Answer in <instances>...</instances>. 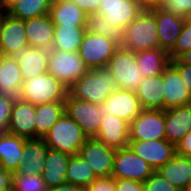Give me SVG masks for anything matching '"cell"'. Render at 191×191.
Segmentation results:
<instances>
[{
	"label": "cell",
	"instance_id": "1",
	"mask_svg": "<svg viewBox=\"0 0 191 191\" xmlns=\"http://www.w3.org/2000/svg\"><path fill=\"white\" fill-rule=\"evenodd\" d=\"M117 89V81L107 68L89 69L68 88V94L78 100L100 104Z\"/></svg>",
	"mask_w": 191,
	"mask_h": 191
},
{
	"label": "cell",
	"instance_id": "2",
	"mask_svg": "<svg viewBox=\"0 0 191 191\" xmlns=\"http://www.w3.org/2000/svg\"><path fill=\"white\" fill-rule=\"evenodd\" d=\"M120 46L134 53L159 47L156 20L147 8L122 31Z\"/></svg>",
	"mask_w": 191,
	"mask_h": 191
},
{
	"label": "cell",
	"instance_id": "3",
	"mask_svg": "<svg viewBox=\"0 0 191 191\" xmlns=\"http://www.w3.org/2000/svg\"><path fill=\"white\" fill-rule=\"evenodd\" d=\"M42 139L50 149L76 155L89 138L64 112Z\"/></svg>",
	"mask_w": 191,
	"mask_h": 191
},
{
	"label": "cell",
	"instance_id": "4",
	"mask_svg": "<svg viewBox=\"0 0 191 191\" xmlns=\"http://www.w3.org/2000/svg\"><path fill=\"white\" fill-rule=\"evenodd\" d=\"M68 87L46 72L34 79L24 80L19 98L35 106L52 102H64Z\"/></svg>",
	"mask_w": 191,
	"mask_h": 191
},
{
	"label": "cell",
	"instance_id": "5",
	"mask_svg": "<svg viewBox=\"0 0 191 191\" xmlns=\"http://www.w3.org/2000/svg\"><path fill=\"white\" fill-rule=\"evenodd\" d=\"M116 79L118 89L136 91L144 81V77L137 66L136 54L119 46L109 59L106 67Z\"/></svg>",
	"mask_w": 191,
	"mask_h": 191
},
{
	"label": "cell",
	"instance_id": "6",
	"mask_svg": "<svg viewBox=\"0 0 191 191\" xmlns=\"http://www.w3.org/2000/svg\"><path fill=\"white\" fill-rule=\"evenodd\" d=\"M47 64L48 73L68 88L89 70L78 51L65 52L51 49Z\"/></svg>",
	"mask_w": 191,
	"mask_h": 191
},
{
	"label": "cell",
	"instance_id": "7",
	"mask_svg": "<svg viewBox=\"0 0 191 191\" xmlns=\"http://www.w3.org/2000/svg\"><path fill=\"white\" fill-rule=\"evenodd\" d=\"M119 46L116 40L86 31L78 52L89 69H101L107 67Z\"/></svg>",
	"mask_w": 191,
	"mask_h": 191
},
{
	"label": "cell",
	"instance_id": "8",
	"mask_svg": "<svg viewBox=\"0 0 191 191\" xmlns=\"http://www.w3.org/2000/svg\"><path fill=\"white\" fill-rule=\"evenodd\" d=\"M155 170L128 146L116 149L112 177L143 183Z\"/></svg>",
	"mask_w": 191,
	"mask_h": 191
},
{
	"label": "cell",
	"instance_id": "9",
	"mask_svg": "<svg viewBox=\"0 0 191 191\" xmlns=\"http://www.w3.org/2000/svg\"><path fill=\"white\" fill-rule=\"evenodd\" d=\"M165 139V110H143L129 125V141Z\"/></svg>",
	"mask_w": 191,
	"mask_h": 191
},
{
	"label": "cell",
	"instance_id": "10",
	"mask_svg": "<svg viewBox=\"0 0 191 191\" xmlns=\"http://www.w3.org/2000/svg\"><path fill=\"white\" fill-rule=\"evenodd\" d=\"M98 106L101 118L113 115L129 123L143 111L136 93L122 89L115 90Z\"/></svg>",
	"mask_w": 191,
	"mask_h": 191
},
{
	"label": "cell",
	"instance_id": "11",
	"mask_svg": "<svg viewBox=\"0 0 191 191\" xmlns=\"http://www.w3.org/2000/svg\"><path fill=\"white\" fill-rule=\"evenodd\" d=\"M64 112L81 127L88 138L97 136L102 119L98 104L78 100L68 94L64 101Z\"/></svg>",
	"mask_w": 191,
	"mask_h": 191
},
{
	"label": "cell",
	"instance_id": "12",
	"mask_svg": "<svg viewBox=\"0 0 191 191\" xmlns=\"http://www.w3.org/2000/svg\"><path fill=\"white\" fill-rule=\"evenodd\" d=\"M144 9L145 6L135 0H100L97 14L123 31Z\"/></svg>",
	"mask_w": 191,
	"mask_h": 191
},
{
	"label": "cell",
	"instance_id": "13",
	"mask_svg": "<svg viewBox=\"0 0 191 191\" xmlns=\"http://www.w3.org/2000/svg\"><path fill=\"white\" fill-rule=\"evenodd\" d=\"M115 153L116 149L95 138H89L80 148L78 155L91 166L97 177H110Z\"/></svg>",
	"mask_w": 191,
	"mask_h": 191
},
{
	"label": "cell",
	"instance_id": "14",
	"mask_svg": "<svg viewBox=\"0 0 191 191\" xmlns=\"http://www.w3.org/2000/svg\"><path fill=\"white\" fill-rule=\"evenodd\" d=\"M129 147L155 171L172 159L176 154L175 145L169 143L165 139L129 141Z\"/></svg>",
	"mask_w": 191,
	"mask_h": 191
},
{
	"label": "cell",
	"instance_id": "15",
	"mask_svg": "<svg viewBox=\"0 0 191 191\" xmlns=\"http://www.w3.org/2000/svg\"><path fill=\"white\" fill-rule=\"evenodd\" d=\"M29 46L26 38L24 20L11 17L8 13L2 16L0 29V52L4 56H13L19 49Z\"/></svg>",
	"mask_w": 191,
	"mask_h": 191
},
{
	"label": "cell",
	"instance_id": "16",
	"mask_svg": "<svg viewBox=\"0 0 191 191\" xmlns=\"http://www.w3.org/2000/svg\"><path fill=\"white\" fill-rule=\"evenodd\" d=\"M36 106L15 98L7 132L26 139H35Z\"/></svg>",
	"mask_w": 191,
	"mask_h": 191
},
{
	"label": "cell",
	"instance_id": "17",
	"mask_svg": "<svg viewBox=\"0 0 191 191\" xmlns=\"http://www.w3.org/2000/svg\"><path fill=\"white\" fill-rule=\"evenodd\" d=\"M148 10L154 15L156 20L159 48L169 52L174 47L184 27V18L164 12L159 7H152Z\"/></svg>",
	"mask_w": 191,
	"mask_h": 191
},
{
	"label": "cell",
	"instance_id": "18",
	"mask_svg": "<svg viewBox=\"0 0 191 191\" xmlns=\"http://www.w3.org/2000/svg\"><path fill=\"white\" fill-rule=\"evenodd\" d=\"M129 125V122L116 116H105L101 119L95 139L114 149L128 147Z\"/></svg>",
	"mask_w": 191,
	"mask_h": 191
},
{
	"label": "cell",
	"instance_id": "19",
	"mask_svg": "<svg viewBox=\"0 0 191 191\" xmlns=\"http://www.w3.org/2000/svg\"><path fill=\"white\" fill-rule=\"evenodd\" d=\"M162 82L165 99V110L180 106L191 104V93L184 84L178 71L169 63L163 70Z\"/></svg>",
	"mask_w": 191,
	"mask_h": 191
},
{
	"label": "cell",
	"instance_id": "20",
	"mask_svg": "<svg viewBox=\"0 0 191 191\" xmlns=\"http://www.w3.org/2000/svg\"><path fill=\"white\" fill-rule=\"evenodd\" d=\"M49 50L27 46L13 54V58L19 63L23 80H30L46 72Z\"/></svg>",
	"mask_w": 191,
	"mask_h": 191
},
{
	"label": "cell",
	"instance_id": "21",
	"mask_svg": "<svg viewBox=\"0 0 191 191\" xmlns=\"http://www.w3.org/2000/svg\"><path fill=\"white\" fill-rule=\"evenodd\" d=\"M191 130V104L165 110V140L177 145Z\"/></svg>",
	"mask_w": 191,
	"mask_h": 191
},
{
	"label": "cell",
	"instance_id": "22",
	"mask_svg": "<svg viewBox=\"0 0 191 191\" xmlns=\"http://www.w3.org/2000/svg\"><path fill=\"white\" fill-rule=\"evenodd\" d=\"M54 26L49 14L24 20L29 46L51 50L54 41Z\"/></svg>",
	"mask_w": 191,
	"mask_h": 191
},
{
	"label": "cell",
	"instance_id": "23",
	"mask_svg": "<svg viewBox=\"0 0 191 191\" xmlns=\"http://www.w3.org/2000/svg\"><path fill=\"white\" fill-rule=\"evenodd\" d=\"M49 149L42 138L27 139L24 144L21 166L13 174L42 175Z\"/></svg>",
	"mask_w": 191,
	"mask_h": 191
},
{
	"label": "cell",
	"instance_id": "24",
	"mask_svg": "<svg viewBox=\"0 0 191 191\" xmlns=\"http://www.w3.org/2000/svg\"><path fill=\"white\" fill-rule=\"evenodd\" d=\"M26 140L7 131L0 135V167L12 174L18 171Z\"/></svg>",
	"mask_w": 191,
	"mask_h": 191
},
{
	"label": "cell",
	"instance_id": "25",
	"mask_svg": "<svg viewBox=\"0 0 191 191\" xmlns=\"http://www.w3.org/2000/svg\"><path fill=\"white\" fill-rule=\"evenodd\" d=\"M156 171L179 190H185L191 182V157L176 153Z\"/></svg>",
	"mask_w": 191,
	"mask_h": 191
},
{
	"label": "cell",
	"instance_id": "26",
	"mask_svg": "<svg viewBox=\"0 0 191 191\" xmlns=\"http://www.w3.org/2000/svg\"><path fill=\"white\" fill-rule=\"evenodd\" d=\"M135 93L143 110H165L161 74L144 78Z\"/></svg>",
	"mask_w": 191,
	"mask_h": 191
},
{
	"label": "cell",
	"instance_id": "27",
	"mask_svg": "<svg viewBox=\"0 0 191 191\" xmlns=\"http://www.w3.org/2000/svg\"><path fill=\"white\" fill-rule=\"evenodd\" d=\"M71 156L70 154L53 149L48 150L42 173V178L47 188L67 183L66 173Z\"/></svg>",
	"mask_w": 191,
	"mask_h": 191
},
{
	"label": "cell",
	"instance_id": "28",
	"mask_svg": "<svg viewBox=\"0 0 191 191\" xmlns=\"http://www.w3.org/2000/svg\"><path fill=\"white\" fill-rule=\"evenodd\" d=\"M23 82L19 63L12 56H4L0 70V94L17 98Z\"/></svg>",
	"mask_w": 191,
	"mask_h": 191
},
{
	"label": "cell",
	"instance_id": "29",
	"mask_svg": "<svg viewBox=\"0 0 191 191\" xmlns=\"http://www.w3.org/2000/svg\"><path fill=\"white\" fill-rule=\"evenodd\" d=\"M85 33V26L55 24L52 49L65 52L79 51Z\"/></svg>",
	"mask_w": 191,
	"mask_h": 191
},
{
	"label": "cell",
	"instance_id": "30",
	"mask_svg": "<svg viewBox=\"0 0 191 191\" xmlns=\"http://www.w3.org/2000/svg\"><path fill=\"white\" fill-rule=\"evenodd\" d=\"M135 54L137 66L144 78L162 74L170 63L168 52L159 47L135 52Z\"/></svg>",
	"mask_w": 191,
	"mask_h": 191
},
{
	"label": "cell",
	"instance_id": "31",
	"mask_svg": "<svg viewBox=\"0 0 191 191\" xmlns=\"http://www.w3.org/2000/svg\"><path fill=\"white\" fill-rule=\"evenodd\" d=\"M49 15L54 24L86 26L87 15L67 0H53Z\"/></svg>",
	"mask_w": 191,
	"mask_h": 191
},
{
	"label": "cell",
	"instance_id": "32",
	"mask_svg": "<svg viewBox=\"0 0 191 191\" xmlns=\"http://www.w3.org/2000/svg\"><path fill=\"white\" fill-rule=\"evenodd\" d=\"M63 113L64 102H52L37 105L34 123L35 139L43 138Z\"/></svg>",
	"mask_w": 191,
	"mask_h": 191
},
{
	"label": "cell",
	"instance_id": "33",
	"mask_svg": "<svg viewBox=\"0 0 191 191\" xmlns=\"http://www.w3.org/2000/svg\"><path fill=\"white\" fill-rule=\"evenodd\" d=\"M97 176L91 166L78 154L70 157V162L67 167L66 181L70 184H75L86 188L90 185Z\"/></svg>",
	"mask_w": 191,
	"mask_h": 191
},
{
	"label": "cell",
	"instance_id": "34",
	"mask_svg": "<svg viewBox=\"0 0 191 191\" xmlns=\"http://www.w3.org/2000/svg\"><path fill=\"white\" fill-rule=\"evenodd\" d=\"M53 0H20L6 13L11 17L27 20L49 14Z\"/></svg>",
	"mask_w": 191,
	"mask_h": 191
},
{
	"label": "cell",
	"instance_id": "35",
	"mask_svg": "<svg viewBox=\"0 0 191 191\" xmlns=\"http://www.w3.org/2000/svg\"><path fill=\"white\" fill-rule=\"evenodd\" d=\"M86 31L101 34L106 38L116 40L119 44L122 39V31L112 26L102 15L94 13L87 16Z\"/></svg>",
	"mask_w": 191,
	"mask_h": 191
},
{
	"label": "cell",
	"instance_id": "36",
	"mask_svg": "<svg viewBox=\"0 0 191 191\" xmlns=\"http://www.w3.org/2000/svg\"><path fill=\"white\" fill-rule=\"evenodd\" d=\"M42 175H12V191H47Z\"/></svg>",
	"mask_w": 191,
	"mask_h": 191
},
{
	"label": "cell",
	"instance_id": "37",
	"mask_svg": "<svg viewBox=\"0 0 191 191\" xmlns=\"http://www.w3.org/2000/svg\"><path fill=\"white\" fill-rule=\"evenodd\" d=\"M191 49V25L184 24L174 47L168 52L170 60L177 59L182 53Z\"/></svg>",
	"mask_w": 191,
	"mask_h": 191
},
{
	"label": "cell",
	"instance_id": "38",
	"mask_svg": "<svg viewBox=\"0 0 191 191\" xmlns=\"http://www.w3.org/2000/svg\"><path fill=\"white\" fill-rule=\"evenodd\" d=\"M145 191H179L177 187L154 171L144 182Z\"/></svg>",
	"mask_w": 191,
	"mask_h": 191
},
{
	"label": "cell",
	"instance_id": "39",
	"mask_svg": "<svg viewBox=\"0 0 191 191\" xmlns=\"http://www.w3.org/2000/svg\"><path fill=\"white\" fill-rule=\"evenodd\" d=\"M158 7L164 12L184 18L191 11V0H164Z\"/></svg>",
	"mask_w": 191,
	"mask_h": 191
},
{
	"label": "cell",
	"instance_id": "40",
	"mask_svg": "<svg viewBox=\"0 0 191 191\" xmlns=\"http://www.w3.org/2000/svg\"><path fill=\"white\" fill-rule=\"evenodd\" d=\"M16 97L0 94V130L6 131L11 119L13 102Z\"/></svg>",
	"mask_w": 191,
	"mask_h": 191
},
{
	"label": "cell",
	"instance_id": "41",
	"mask_svg": "<svg viewBox=\"0 0 191 191\" xmlns=\"http://www.w3.org/2000/svg\"><path fill=\"white\" fill-rule=\"evenodd\" d=\"M86 191H116L115 179L110 177H97L90 185L85 188Z\"/></svg>",
	"mask_w": 191,
	"mask_h": 191
},
{
	"label": "cell",
	"instance_id": "42",
	"mask_svg": "<svg viewBox=\"0 0 191 191\" xmlns=\"http://www.w3.org/2000/svg\"><path fill=\"white\" fill-rule=\"evenodd\" d=\"M170 64L178 71L184 84L187 86L189 92L191 93V66L182 63L178 58L170 60Z\"/></svg>",
	"mask_w": 191,
	"mask_h": 191
},
{
	"label": "cell",
	"instance_id": "43",
	"mask_svg": "<svg viewBox=\"0 0 191 191\" xmlns=\"http://www.w3.org/2000/svg\"><path fill=\"white\" fill-rule=\"evenodd\" d=\"M116 191H145L141 182L130 179H115Z\"/></svg>",
	"mask_w": 191,
	"mask_h": 191
},
{
	"label": "cell",
	"instance_id": "44",
	"mask_svg": "<svg viewBox=\"0 0 191 191\" xmlns=\"http://www.w3.org/2000/svg\"><path fill=\"white\" fill-rule=\"evenodd\" d=\"M76 4L87 16L97 13L100 0H67Z\"/></svg>",
	"mask_w": 191,
	"mask_h": 191
},
{
	"label": "cell",
	"instance_id": "45",
	"mask_svg": "<svg viewBox=\"0 0 191 191\" xmlns=\"http://www.w3.org/2000/svg\"><path fill=\"white\" fill-rule=\"evenodd\" d=\"M175 148L177 154L191 157V130L177 143Z\"/></svg>",
	"mask_w": 191,
	"mask_h": 191
},
{
	"label": "cell",
	"instance_id": "46",
	"mask_svg": "<svg viewBox=\"0 0 191 191\" xmlns=\"http://www.w3.org/2000/svg\"><path fill=\"white\" fill-rule=\"evenodd\" d=\"M12 173L0 167V189L12 190Z\"/></svg>",
	"mask_w": 191,
	"mask_h": 191
},
{
	"label": "cell",
	"instance_id": "47",
	"mask_svg": "<svg viewBox=\"0 0 191 191\" xmlns=\"http://www.w3.org/2000/svg\"><path fill=\"white\" fill-rule=\"evenodd\" d=\"M47 191H86L84 187L75 184L64 183L56 187L48 188Z\"/></svg>",
	"mask_w": 191,
	"mask_h": 191
},
{
	"label": "cell",
	"instance_id": "48",
	"mask_svg": "<svg viewBox=\"0 0 191 191\" xmlns=\"http://www.w3.org/2000/svg\"><path fill=\"white\" fill-rule=\"evenodd\" d=\"M178 59L187 65L191 66V49L182 53Z\"/></svg>",
	"mask_w": 191,
	"mask_h": 191
},
{
	"label": "cell",
	"instance_id": "49",
	"mask_svg": "<svg viewBox=\"0 0 191 191\" xmlns=\"http://www.w3.org/2000/svg\"><path fill=\"white\" fill-rule=\"evenodd\" d=\"M20 0H6L3 4L2 7L5 12H7L16 2Z\"/></svg>",
	"mask_w": 191,
	"mask_h": 191
},
{
	"label": "cell",
	"instance_id": "50",
	"mask_svg": "<svg viewBox=\"0 0 191 191\" xmlns=\"http://www.w3.org/2000/svg\"><path fill=\"white\" fill-rule=\"evenodd\" d=\"M164 0H147V9L152 7H158Z\"/></svg>",
	"mask_w": 191,
	"mask_h": 191
},
{
	"label": "cell",
	"instance_id": "51",
	"mask_svg": "<svg viewBox=\"0 0 191 191\" xmlns=\"http://www.w3.org/2000/svg\"><path fill=\"white\" fill-rule=\"evenodd\" d=\"M185 24L191 25V11L184 17Z\"/></svg>",
	"mask_w": 191,
	"mask_h": 191
},
{
	"label": "cell",
	"instance_id": "52",
	"mask_svg": "<svg viewBox=\"0 0 191 191\" xmlns=\"http://www.w3.org/2000/svg\"><path fill=\"white\" fill-rule=\"evenodd\" d=\"M6 12L4 11L2 4L0 3V18L5 14Z\"/></svg>",
	"mask_w": 191,
	"mask_h": 191
},
{
	"label": "cell",
	"instance_id": "53",
	"mask_svg": "<svg viewBox=\"0 0 191 191\" xmlns=\"http://www.w3.org/2000/svg\"><path fill=\"white\" fill-rule=\"evenodd\" d=\"M138 1L139 3L143 4L145 8H147V0H135Z\"/></svg>",
	"mask_w": 191,
	"mask_h": 191
},
{
	"label": "cell",
	"instance_id": "54",
	"mask_svg": "<svg viewBox=\"0 0 191 191\" xmlns=\"http://www.w3.org/2000/svg\"><path fill=\"white\" fill-rule=\"evenodd\" d=\"M3 57L4 55L0 52V70H1V65L3 63Z\"/></svg>",
	"mask_w": 191,
	"mask_h": 191
},
{
	"label": "cell",
	"instance_id": "55",
	"mask_svg": "<svg viewBox=\"0 0 191 191\" xmlns=\"http://www.w3.org/2000/svg\"><path fill=\"white\" fill-rule=\"evenodd\" d=\"M184 191H191V182L187 185V187Z\"/></svg>",
	"mask_w": 191,
	"mask_h": 191
},
{
	"label": "cell",
	"instance_id": "56",
	"mask_svg": "<svg viewBox=\"0 0 191 191\" xmlns=\"http://www.w3.org/2000/svg\"><path fill=\"white\" fill-rule=\"evenodd\" d=\"M6 0H0V3L3 4Z\"/></svg>",
	"mask_w": 191,
	"mask_h": 191
},
{
	"label": "cell",
	"instance_id": "57",
	"mask_svg": "<svg viewBox=\"0 0 191 191\" xmlns=\"http://www.w3.org/2000/svg\"><path fill=\"white\" fill-rule=\"evenodd\" d=\"M0 191H12V190H5V189H0Z\"/></svg>",
	"mask_w": 191,
	"mask_h": 191
}]
</instances>
